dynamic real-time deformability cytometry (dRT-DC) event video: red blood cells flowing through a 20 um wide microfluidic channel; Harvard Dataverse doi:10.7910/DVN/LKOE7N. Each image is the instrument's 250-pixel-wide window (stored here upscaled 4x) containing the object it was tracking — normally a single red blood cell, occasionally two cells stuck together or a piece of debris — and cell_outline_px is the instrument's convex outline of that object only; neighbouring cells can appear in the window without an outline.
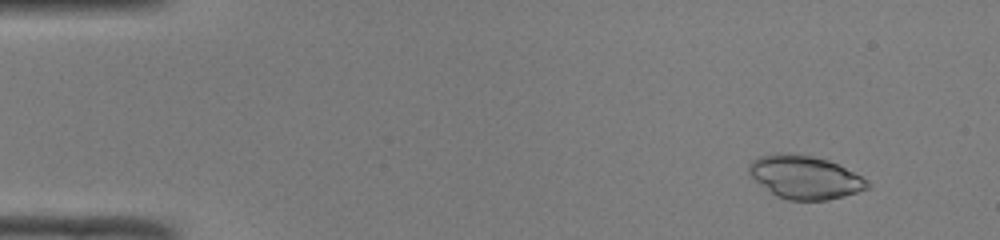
{"species": "common noctule bat (a hibernating species)", "species_latin": "Nyctalus noctula", "temperature_condition": "room temperature", "stored_images_in_passage": 50, "camera_frame_rate_fps": 3000, "um_per_image_px": 0.085, "animal": {"sex": "male", "body_mass_g": 19.0, "forearm_length_mm": 50.8}, "frame": {"image": 1, "passage_image": 5, "time_ms": 1.333, "image_size_px": [1000, 240], "cell_outline_px": [[868, 188], [844, 196], [828, 200], [788, 200], [776, 196], [756, 180], [748, 172], [748, 164], [752, 160], [760, 156], [812, 156], [828, 160], [868, 180]], "centroid_in_image_um": [68.43, 15.11], "position_along_channel_um": 16.6, "area_um2": 28.67}}
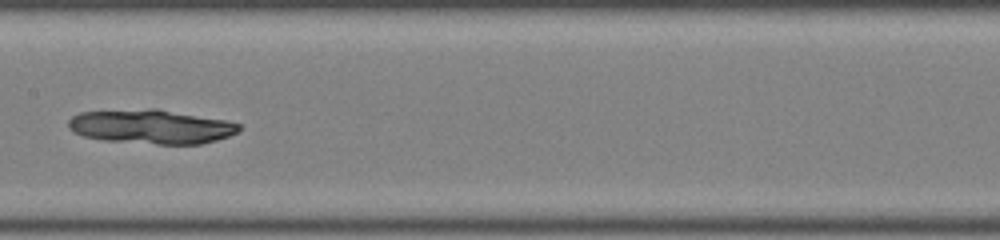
{"frame": {"image": 2, "passage_image": 26, "time_ms": 8.333, "image_size_px": [1000, 240], "cell_outline_px": [[240, 132], [216, 140], [200, 144], [156, 144], [104, 140], [84, 136], [68, 128], [68, 120], [72, 116], [80, 112], [148, 108], [156, 108], [228, 120], [240, 124]], "centroid_in_image_um": [12.88, 10.75], "position_along_channel_um": 194.5, "area_um2": 34.16}}
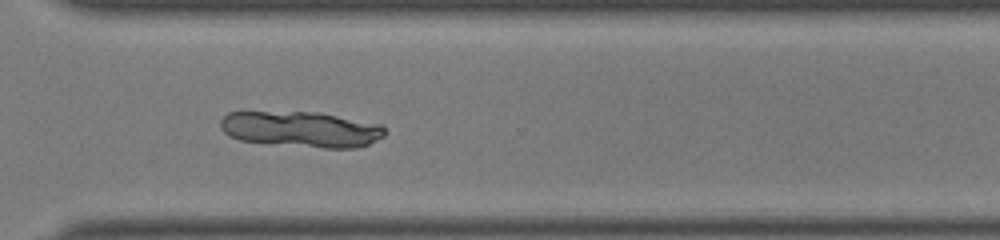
{"frame": {"image": 3, "passage_image": 37, "time_ms": 12.0, "image_size_px": [1000, 240], "cell_outline_px": [[384, 136], [368, 144], [356, 148], [324, 148], [240, 140], [228, 136], [220, 128], [220, 120], [228, 112], [320, 112], [380, 124], [384, 128]], "centroid_in_image_um": [25.59, 10.98], "position_along_channel_um": 345.0, "area_um2": 34.1}}